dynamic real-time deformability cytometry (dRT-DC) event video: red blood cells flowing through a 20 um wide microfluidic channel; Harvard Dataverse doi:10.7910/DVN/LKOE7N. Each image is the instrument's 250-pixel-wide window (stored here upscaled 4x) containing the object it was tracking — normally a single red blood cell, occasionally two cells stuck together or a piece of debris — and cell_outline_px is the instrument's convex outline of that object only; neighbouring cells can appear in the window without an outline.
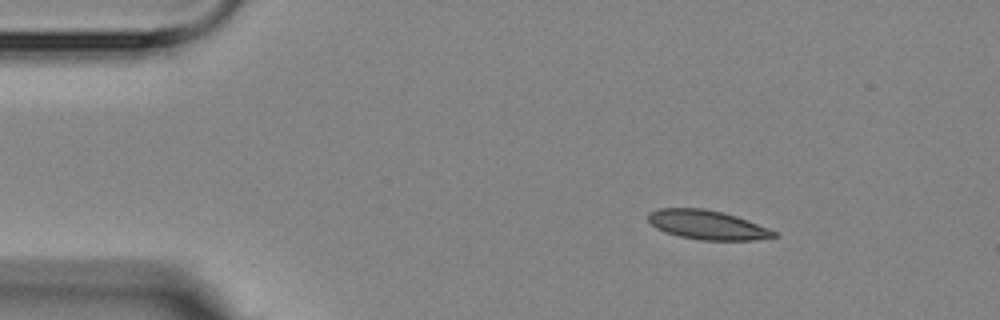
{"species": "Egyptian fruit bat (a non-hibernating species)", "species_latin": "Rousettus aegyptiacus", "temperature_condition": "room temperature", "stored_images_in_passage": 3, "camera_frame_rate_fps": 3000, "um_per_image_px": 0.085, "animal": {"sex": "female"}, "frame": {"image": 1, "passage_image": 1, "time_ms": 0.0, "image_size_px": [1000, 320], "cell_outline_px": [[780, 236], [756, 240], [700, 240], [680, 236], [656, 228], [648, 220], [648, 212], [656, 208], [704, 208], [724, 212], [736, 216], [768, 228], [776, 232]], "centroid_in_image_um": [60.12, 19.1], "position_along_channel_um": 24.9, "area_um2": 21.39}}